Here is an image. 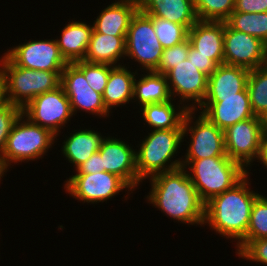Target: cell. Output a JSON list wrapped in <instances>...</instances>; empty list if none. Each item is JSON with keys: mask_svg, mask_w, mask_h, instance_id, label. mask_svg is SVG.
Wrapping results in <instances>:
<instances>
[{"mask_svg": "<svg viewBox=\"0 0 267 266\" xmlns=\"http://www.w3.org/2000/svg\"><path fill=\"white\" fill-rule=\"evenodd\" d=\"M139 10L137 0H118L104 8L93 23V30L112 36H126L131 19Z\"/></svg>", "mask_w": 267, "mask_h": 266, "instance_id": "obj_19", "label": "cell"}, {"mask_svg": "<svg viewBox=\"0 0 267 266\" xmlns=\"http://www.w3.org/2000/svg\"><path fill=\"white\" fill-rule=\"evenodd\" d=\"M224 64L249 70L264 66L266 44L247 33L224 27Z\"/></svg>", "mask_w": 267, "mask_h": 266, "instance_id": "obj_15", "label": "cell"}, {"mask_svg": "<svg viewBox=\"0 0 267 266\" xmlns=\"http://www.w3.org/2000/svg\"><path fill=\"white\" fill-rule=\"evenodd\" d=\"M74 64L84 73L85 79L92 89L103 94L108 82L110 64L88 63L85 61H77Z\"/></svg>", "mask_w": 267, "mask_h": 266, "instance_id": "obj_33", "label": "cell"}, {"mask_svg": "<svg viewBox=\"0 0 267 266\" xmlns=\"http://www.w3.org/2000/svg\"><path fill=\"white\" fill-rule=\"evenodd\" d=\"M125 46V57L137 61L145 72L158 67L164 48L156 36L152 19L140 10L131 19Z\"/></svg>", "mask_w": 267, "mask_h": 266, "instance_id": "obj_9", "label": "cell"}, {"mask_svg": "<svg viewBox=\"0 0 267 266\" xmlns=\"http://www.w3.org/2000/svg\"><path fill=\"white\" fill-rule=\"evenodd\" d=\"M149 17L153 21L156 36L163 48L172 47L188 38V29L184 25L154 16Z\"/></svg>", "mask_w": 267, "mask_h": 266, "instance_id": "obj_32", "label": "cell"}, {"mask_svg": "<svg viewBox=\"0 0 267 266\" xmlns=\"http://www.w3.org/2000/svg\"><path fill=\"white\" fill-rule=\"evenodd\" d=\"M60 85L70 100L73 115L81 109L102 118L109 116L110 112L103 103L102 94L88 85L84 73L74 63H68L63 69Z\"/></svg>", "mask_w": 267, "mask_h": 266, "instance_id": "obj_13", "label": "cell"}, {"mask_svg": "<svg viewBox=\"0 0 267 266\" xmlns=\"http://www.w3.org/2000/svg\"><path fill=\"white\" fill-rule=\"evenodd\" d=\"M249 172L232 188L211 198L204 206V224L238 245L245 237L251 208L260 195L250 189ZM249 185V186H248Z\"/></svg>", "mask_w": 267, "mask_h": 266, "instance_id": "obj_2", "label": "cell"}, {"mask_svg": "<svg viewBox=\"0 0 267 266\" xmlns=\"http://www.w3.org/2000/svg\"><path fill=\"white\" fill-rule=\"evenodd\" d=\"M198 107L204 116L223 131L237 122L255 117L247 88L238 92V96L204 97Z\"/></svg>", "mask_w": 267, "mask_h": 266, "instance_id": "obj_16", "label": "cell"}, {"mask_svg": "<svg viewBox=\"0 0 267 266\" xmlns=\"http://www.w3.org/2000/svg\"><path fill=\"white\" fill-rule=\"evenodd\" d=\"M22 114V109L18 106L5 102L0 107V161L4 153L7 138L16 120Z\"/></svg>", "mask_w": 267, "mask_h": 266, "instance_id": "obj_35", "label": "cell"}, {"mask_svg": "<svg viewBox=\"0 0 267 266\" xmlns=\"http://www.w3.org/2000/svg\"><path fill=\"white\" fill-rule=\"evenodd\" d=\"M56 39L60 53L67 63L83 61L93 32V25L82 21L68 22Z\"/></svg>", "mask_w": 267, "mask_h": 266, "instance_id": "obj_22", "label": "cell"}, {"mask_svg": "<svg viewBox=\"0 0 267 266\" xmlns=\"http://www.w3.org/2000/svg\"><path fill=\"white\" fill-rule=\"evenodd\" d=\"M173 100L176 99L147 104L141 107L142 118L151 129L153 128L152 130L183 129V120L189 109L185 106H180V104L183 105L180 102L179 105H176L177 108Z\"/></svg>", "mask_w": 267, "mask_h": 266, "instance_id": "obj_26", "label": "cell"}, {"mask_svg": "<svg viewBox=\"0 0 267 266\" xmlns=\"http://www.w3.org/2000/svg\"><path fill=\"white\" fill-rule=\"evenodd\" d=\"M136 150L124 140L116 139L114 136L106 137L98 150L105 171L122 178L133 191L142 182L136 169Z\"/></svg>", "mask_w": 267, "mask_h": 266, "instance_id": "obj_17", "label": "cell"}, {"mask_svg": "<svg viewBox=\"0 0 267 266\" xmlns=\"http://www.w3.org/2000/svg\"><path fill=\"white\" fill-rule=\"evenodd\" d=\"M106 138L95 130L79 129L68 136L62 143L63 156L77 169L91 155L99 150Z\"/></svg>", "mask_w": 267, "mask_h": 266, "instance_id": "obj_25", "label": "cell"}, {"mask_svg": "<svg viewBox=\"0 0 267 266\" xmlns=\"http://www.w3.org/2000/svg\"><path fill=\"white\" fill-rule=\"evenodd\" d=\"M233 12H242V13L267 12V0H235Z\"/></svg>", "mask_w": 267, "mask_h": 266, "instance_id": "obj_38", "label": "cell"}, {"mask_svg": "<svg viewBox=\"0 0 267 266\" xmlns=\"http://www.w3.org/2000/svg\"><path fill=\"white\" fill-rule=\"evenodd\" d=\"M247 91L252 112L267 121V69L264 66L250 70Z\"/></svg>", "mask_w": 267, "mask_h": 266, "instance_id": "obj_28", "label": "cell"}, {"mask_svg": "<svg viewBox=\"0 0 267 266\" xmlns=\"http://www.w3.org/2000/svg\"><path fill=\"white\" fill-rule=\"evenodd\" d=\"M125 39L126 36L106 35L93 30L83 61L112 66L122 65L118 62L126 56Z\"/></svg>", "mask_w": 267, "mask_h": 266, "instance_id": "obj_23", "label": "cell"}, {"mask_svg": "<svg viewBox=\"0 0 267 266\" xmlns=\"http://www.w3.org/2000/svg\"><path fill=\"white\" fill-rule=\"evenodd\" d=\"M264 67L267 69V45L265 48V61H264Z\"/></svg>", "mask_w": 267, "mask_h": 266, "instance_id": "obj_43", "label": "cell"}, {"mask_svg": "<svg viewBox=\"0 0 267 266\" xmlns=\"http://www.w3.org/2000/svg\"><path fill=\"white\" fill-rule=\"evenodd\" d=\"M6 102L3 81L0 78V107Z\"/></svg>", "mask_w": 267, "mask_h": 266, "instance_id": "obj_41", "label": "cell"}, {"mask_svg": "<svg viewBox=\"0 0 267 266\" xmlns=\"http://www.w3.org/2000/svg\"><path fill=\"white\" fill-rule=\"evenodd\" d=\"M165 76L172 99L178 96L180 98L178 102L183 103V106L185 105L189 110H196L197 106L203 102L207 91L208 77L197 69L188 58L169 70Z\"/></svg>", "mask_w": 267, "mask_h": 266, "instance_id": "obj_14", "label": "cell"}, {"mask_svg": "<svg viewBox=\"0 0 267 266\" xmlns=\"http://www.w3.org/2000/svg\"><path fill=\"white\" fill-rule=\"evenodd\" d=\"M224 27L225 21L198 20L188 30L191 46L217 65L224 64Z\"/></svg>", "mask_w": 267, "mask_h": 266, "instance_id": "obj_18", "label": "cell"}, {"mask_svg": "<svg viewBox=\"0 0 267 266\" xmlns=\"http://www.w3.org/2000/svg\"><path fill=\"white\" fill-rule=\"evenodd\" d=\"M21 114L14 123L7 138L1 161L5 168L11 163L25 162L43 158L49 148L58 140L50 130L33 124Z\"/></svg>", "mask_w": 267, "mask_h": 266, "instance_id": "obj_6", "label": "cell"}, {"mask_svg": "<svg viewBox=\"0 0 267 266\" xmlns=\"http://www.w3.org/2000/svg\"><path fill=\"white\" fill-rule=\"evenodd\" d=\"M195 111L197 110H188L183 120V141H186L184 137L188 134H190L191 139L188 142L190 144L183 160L228 157L225 151L224 131L219 129L201 112H199L200 115L194 122L193 120L196 118L194 117L196 115Z\"/></svg>", "mask_w": 267, "mask_h": 266, "instance_id": "obj_8", "label": "cell"}, {"mask_svg": "<svg viewBox=\"0 0 267 266\" xmlns=\"http://www.w3.org/2000/svg\"><path fill=\"white\" fill-rule=\"evenodd\" d=\"M62 71L32 70L14 65L5 55L0 58V78L5 100L23 109L36 96L60 86Z\"/></svg>", "mask_w": 267, "mask_h": 266, "instance_id": "obj_4", "label": "cell"}, {"mask_svg": "<svg viewBox=\"0 0 267 266\" xmlns=\"http://www.w3.org/2000/svg\"><path fill=\"white\" fill-rule=\"evenodd\" d=\"M191 43L187 38L185 41L174 45L172 47L164 48L158 67L154 72L166 74L169 70L174 68L181 61L188 58L189 47Z\"/></svg>", "mask_w": 267, "mask_h": 266, "instance_id": "obj_34", "label": "cell"}, {"mask_svg": "<svg viewBox=\"0 0 267 266\" xmlns=\"http://www.w3.org/2000/svg\"><path fill=\"white\" fill-rule=\"evenodd\" d=\"M138 76L137 70L131 72L126 66H112L108 82L102 94L106 109L111 112L112 108L120 107L133 100L134 79Z\"/></svg>", "mask_w": 267, "mask_h": 266, "instance_id": "obj_24", "label": "cell"}, {"mask_svg": "<svg viewBox=\"0 0 267 266\" xmlns=\"http://www.w3.org/2000/svg\"><path fill=\"white\" fill-rule=\"evenodd\" d=\"M64 189L73 198L83 203L104 202L127 189L132 188L119 176L110 172H96L90 174H75L66 179Z\"/></svg>", "mask_w": 267, "mask_h": 266, "instance_id": "obj_11", "label": "cell"}, {"mask_svg": "<svg viewBox=\"0 0 267 266\" xmlns=\"http://www.w3.org/2000/svg\"><path fill=\"white\" fill-rule=\"evenodd\" d=\"M267 121L253 117L237 122L224 130L225 151L228 157L246 171L253 161L259 162L262 153L263 134Z\"/></svg>", "mask_w": 267, "mask_h": 266, "instance_id": "obj_7", "label": "cell"}, {"mask_svg": "<svg viewBox=\"0 0 267 266\" xmlns=\"http://www.w3.org/2000/svg\"><path fill=\"white\" fill-rule=\"evenodd\" d=\"M225 22L232 29L253 35L267 45V12H233Z\"/></svg>", "mask_w": 267, "mask_h": 266, "instance_id": "obj_29", "label": "cell"}, {"mask_svg": "<svg viewBox=\"0 0 267 266\" xmlns=\"http://www.w3.org/2000/svg\"><path fill=\"white\" fill-rule=\"evenodd\" d=\"M4 55L14 65L32 70L63 71L68 64L56 39L30 40L9 49Z\"/></svg>", "mask_w": 267, "mask_h": 266, "instance_id": "obj_12", "label": "cell"}, {"mask_svg": "<svg viewBox=\"0 0 267 266\" xmlns=\"http://www.w3.org/2000/svg\"><path fill=\"white\" fill-rule=\"evenodd\" d=\"M9 170L5 168V166L3 165L2 161H0V180L1 178H3L4 174Z\"/></svg>", "mask_w": 267, "mask_h": 266, "instance_id": "obj_42", "label": "cell"}, {"mask_svg": "<svg viewBox=\"0 0 267 266\" xmlns=\"http://www.w3.org/2000/svg\"><path fill=\"white\" fill-rule=\"evenodd\" d=\"M22 115L59 136L60 129L73 117L70 100L60 85L54 90L36 96L23 109Z\"/></svg>", "mask_w": 267, "mask_h": 266, "instance_id": "obj_10", "label": "cell"}, {"mask_svg": "<svg viewBox=\"0 0 267 266\" xmlns=\"http://www.w3.org/2000/svg\"><path fill=\"white\" fill-rule=\"evenodd\" d=\"M139 10L148 16L166 19L188 30L198 21L193 0H137Z\"/></svg>", "mask_w": 267, "mask_h": 266, "instance_id": "obj_20", "label": "cell"}, {"mask_svg": "<svg viewBox=\"0 0 267 266\" xmlns=\"http://www.w3.org/2000/svg\"><path fill=\"white\" fill-rule=\"evenodd\" d=\"M146 199L155 208L180 223L204 226V206L183 167L150 178Z\"/></svg>", "mask_w": 267, "mask_h": 266, "instance_id": "obj_1", "label": "cell"}, {"mask_svg": "<svg viewBox=\"0 0 267 266\" xmlns=\"http://www.w3.org/2000/svg\"><path fill=\"white\" fill-rule=\"evenodd\" d=\"M76 174H90L96 172H104L105 167H103L102 156L99 151L95 152L89 157L84 163H82L77 169Z\"/></svg>", "mask_w": 267, "mask_h": 266, "instance_id": "obj_39", "label": "cell"}, {"mask_svg": "<svg viewBox=\"0 0 267 266\" xmlns=\"http://www.w3.org/2000/svg\"><path fill=\"white\" fill-rule=\"evenodd\" d=\"M139 80L134 79L133 100L142 107L147 104L167 102L172 99L168 81L162 73L146 71Z\"/></svg>", "mask_w": 267, "mask_h": 266, "instance_id": "obj_27", "label": "cell"}, {"mask_svg": "<svg viewBox=\"0 0 267 266\" xmlns=\"http://www.w3.org/2000/svg\"><path fill=\"white\" fill-rule=\"evenodd\" d=\"M235 0H193L200 21H226L234 11Z\"/></svg>", "mask_w": 267, "mask_h": 266, "instance_id": "obj_31", "label": "cell"}, {"mask_svg": "<svg viewBox=\"0 0 267 266\" xmlns=\"http://www.w3.org/2000/svg\"><path fill=\"white\" fill-rule=\"evenodd\" d=\"M182 167L189 169L186 170L188 177L204 204L214 196L232 188L249 172L229 157L182 160Z\"/></svg>", "mask_w": 267, "mask_h": 266, "instance_id": "obj_3", "label": "cell"}, {"mask_svg": "<svg viewBox=\"0 0 267 266\" xmlns=\"http://www.w3.org/2000/svg\"><path fill=\"white\" fill-rule=\"evenodd\" d=\"M264 167L266 166L267 168V124L264 129V134H263V144H262V153H261V158L259 160Z\"/></svg>", "mask_w": 267, "mask_h": 266, "instance_id": "obj_40", "label": "cell"}, {"mask_svg": "<svg viewBox=\"0 0 267 266\" xmlns=\"http://www.w3.org/2000/svg\"><path fill=\"white\" fill-rule=\"evenodd\" d=\"M237 255L239 258L267 265V238L251 240Z\"/></svg>", "mask_w": 267, "mask_h": 266, "instance_id": "obj_36", "label": "cell"}, {"mask_svg": "<svg viewBox=\"0 0 267 266\" xmlns=\"http://www.w3.org/2000/svg\"><path fill=\"white\" fill-rule=\"evenodd\" d=\"M188 60L191 61L196 68L207 77H209L218 66L212 59L209 58V56L198 54V51L191 45L189 47Z\"/></svg>", "mask_w": 267, "mask_h": 266, "instance_id": "obj_37", "label": "cell"}, {"mask_svg": "<svg viewBox=\"0 0 267 266\" xmlns=\"http://www.w3.org/2000/svg\"><path fill=\"white\" fill-rule=\"evenodd\" d=\"M182 142L183 129L151 130L135 151L138 177L143 181L158 173L181 168L182 158L175 161L172 158L178 153Z\"/></svg>", "mask_w": 267, "mask_h": 266, "instance_id": "obj_5", "label": "cell"}, {"mask_svg": "<svg viewBox=\"0 0 267 266\" xmlns=\"http://www.w3.org/2000/svg\"><path fill=\"white\" fill-rule=\"evenodd\" d=\"M260 238H267V197L261 194L253 202L246 237L236 245V254L251 240Z\"/></svg>", "mask_w": 267, "mask_h": 266, "instance_id": "obj_30", "label": "cell"}, {"mask_svg": "<svg viewBox=\"0 0 267 266\" xmlns=\"http://www.w3.org/2000/svg\"><path fill=\"white\" fill-rule=\"evenodd\" d=\"M249 72L240 66L218 65L208 77L205 97L238 96L247 88Z\"/></svg>", "mask_w": 267, "mask_h": 266, "instance_id": "obj_21", "label": "cell"}]
</instances>
